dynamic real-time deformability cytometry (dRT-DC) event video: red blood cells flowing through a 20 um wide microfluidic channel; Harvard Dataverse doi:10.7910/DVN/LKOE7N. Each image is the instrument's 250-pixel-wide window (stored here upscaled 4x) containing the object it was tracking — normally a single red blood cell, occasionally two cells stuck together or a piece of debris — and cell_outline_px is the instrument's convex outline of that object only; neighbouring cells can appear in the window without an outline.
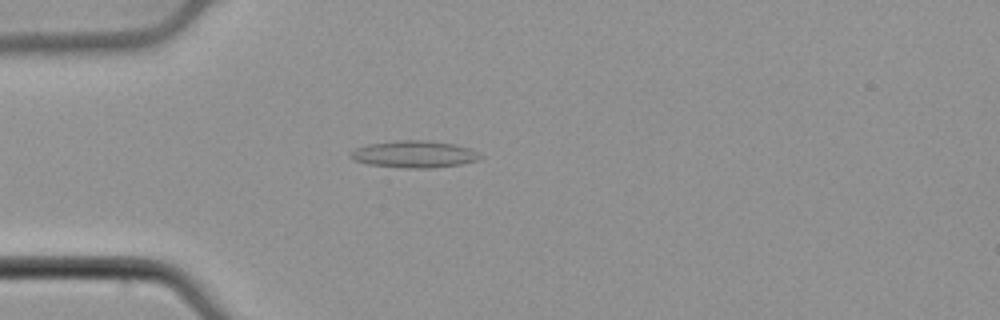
{"species": "common noctule bat (a hibernating species)", "species_latin": "Nyctalus noctula", "temperature_condition": "cold", "stored_images_in_passage": 53, "camera_frame_rate_fps": 3000, "um_per_image_px": 0.085, "animal": {"sex": "male", "body_mass_g": 21.5, "forearm_length_mm": 52.0}, "frame": {"image": 1, "passage_image": 15, "time_ms": 4.667, "image_size_px": [1000, 320], "cell_outline_px": [[484, 156], [476, 160], [460, 164], [432, 168], [408, 168], [368, 164], [352, 160], [348, 156], [348, 152], [356, 148], [368, 144], [400, 140], [424, 140], [452, 144], [468, 148]], "centroid_in_image_um": [35.14, 13.11], "position_along_channel_um": 49.9, "area_um2": 20.23}}
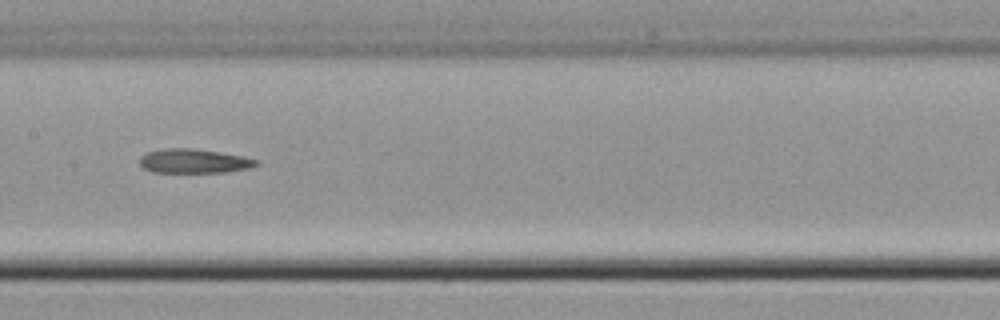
{"frame": {"image": 2, "passage_image": 27, "time_ms": 8.667, "image_size_px": [1000, 320], "cell_outline_px": [[260, 164], [248, 168], [224, 172], [152, 172], [144, 168], [140, 164], [140, 156], [148, 152], [160, 148], [196, 148], [244, 156], [260, 160]], "centroid_in_image_um": [16.5, 13.68], "position_along_channel_um": 190.9, "area_um2": 16.59}}
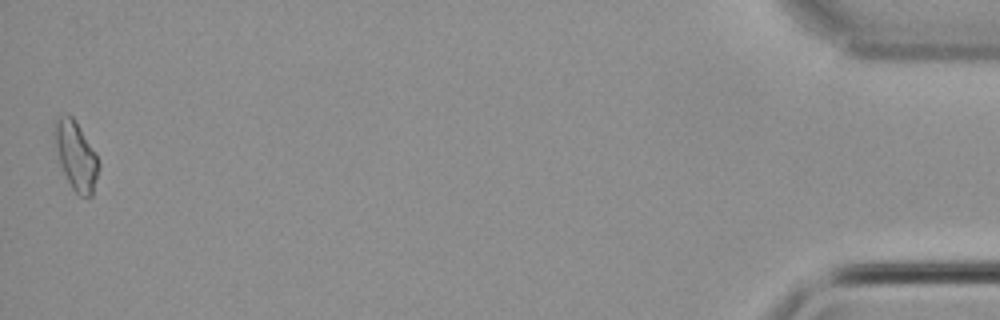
{"frame": {"image": 3, "passage_image": 53, "time_ms": 17.333, "image_size_px": [1000, 320], "cell_outline_px": [[100, 168], [92, 196], [80, 196], [72, 188], [60, 164], [56, 152], [56, 120], [60, 116], [68, 112], [72, 116], [96, 152], [100, 164]], "centroid_in_image_um": [6.5, 13.26], "position_along_channel_um": 428.7, "area_um2": 17.34}, "authors_computed_cell_mechanics": {"area_um2": 17.1666, "velocity_mm_per_s": 3.8534, "shape_relaxation_time_tau1_ms": null, "shape_relaxation_time_tau2_ms": 6.2412, "deformation_change_tau1": null, "deformation_change_tau2": 0.1848}}